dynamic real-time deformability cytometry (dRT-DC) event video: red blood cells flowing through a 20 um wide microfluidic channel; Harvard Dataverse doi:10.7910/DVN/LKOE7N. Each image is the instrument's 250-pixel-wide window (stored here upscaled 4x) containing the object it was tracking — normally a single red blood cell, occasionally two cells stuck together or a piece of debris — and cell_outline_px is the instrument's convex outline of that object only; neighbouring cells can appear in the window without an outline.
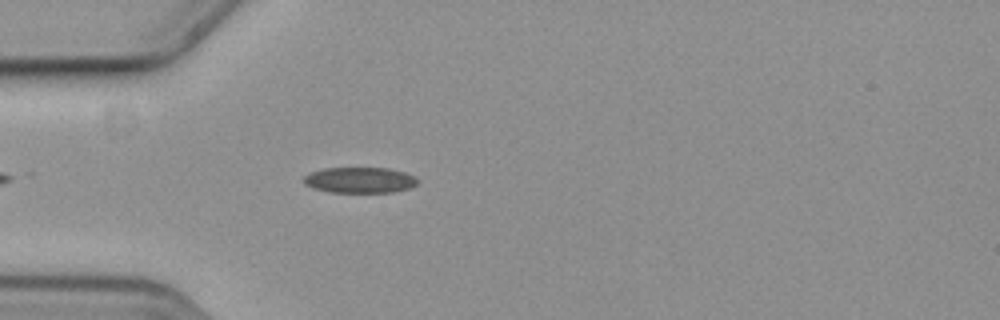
{"species": "common noctule bat (a hibernating species)", "species_latin": "Nyctalus noctula", "temperature_condition": "cold", "stored_images_in_passage": 46, "camera_frame_rate_fps": 3000, "um_per_image_px": 0.085, "animal": {"sex": "female", "body_mass_g": 19.3, "forearm_length_mm": 54.1}, "frame": {"image": 1, "passage_image": 6, "time_ms": 1.667, "image_size_px": [1000, 320], "cell_outline_px": [[416, 184], [408, 188], [392, 192], [328, 192], [312, 188], [304, 184], [304, 176], [308, 172], [324, 168], [388, 168], [404, 172], [412, 176], [416, 180]], "centroid_in_image_um": [30.49, 15.3], "position_along_channel_um": 54.5, "area_um2": 16.99}}
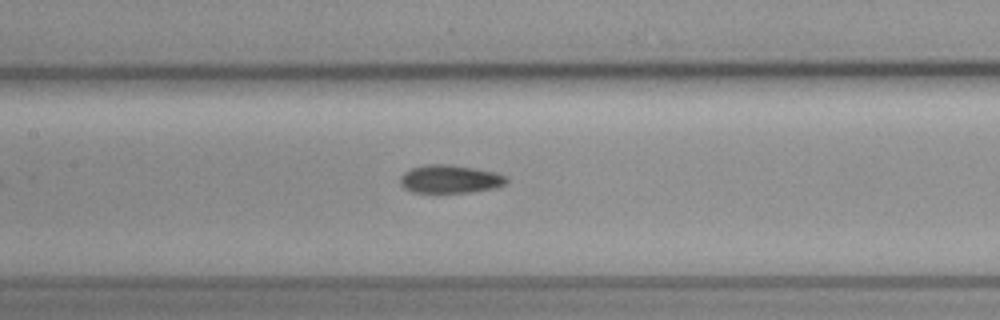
{"frame": {"image": 2, "passage_image": 16, "time_ms": 5.0, "image_size_px": [1000, 320], "cell_outline_px": [[508, 180], [504, 184], [492, 188], [472, 192], [412, 192], [404, 188], [400, 184], [400, 176], [404, 172], [412, 168], [428, 164], [448, 164], [472, 168], [492, 172], [508, 176]], "centroid_in_image_um": [38.22, 15.22], "position_along_channel_um": 169.2, "area_um2": 17.22}}
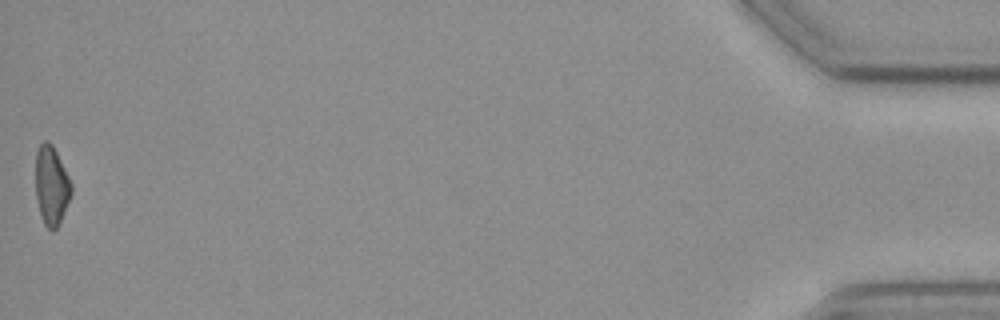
{"frame": {"image": 3, "passage_image": 46, "time_ms": 15.0, "image_size_px": [1000, 320], "cell_outline_px": [[72, 192], [60, 224], [52, 232], [44, 224], [40, 216], [36, 196], [36, 152], [40, 144], [44, 140], [48, 140], [52, 144], [72, 184]], "centroid_in_image_um": [4.37, 15.8], "position_along_channel_um": 430.8, "area_um2": 16.47}, "authors_computed_cell_mechanics": {"area_um2": 16.9643, "velocity_mm_per_s": 3.6666, "shape_relaxation_time_tau1_ms": null, "shape_relaxation_time_tau2_ms": 6.7197, "deformation_change_tau1": null, "deformation_change_tau2": 0.108}}